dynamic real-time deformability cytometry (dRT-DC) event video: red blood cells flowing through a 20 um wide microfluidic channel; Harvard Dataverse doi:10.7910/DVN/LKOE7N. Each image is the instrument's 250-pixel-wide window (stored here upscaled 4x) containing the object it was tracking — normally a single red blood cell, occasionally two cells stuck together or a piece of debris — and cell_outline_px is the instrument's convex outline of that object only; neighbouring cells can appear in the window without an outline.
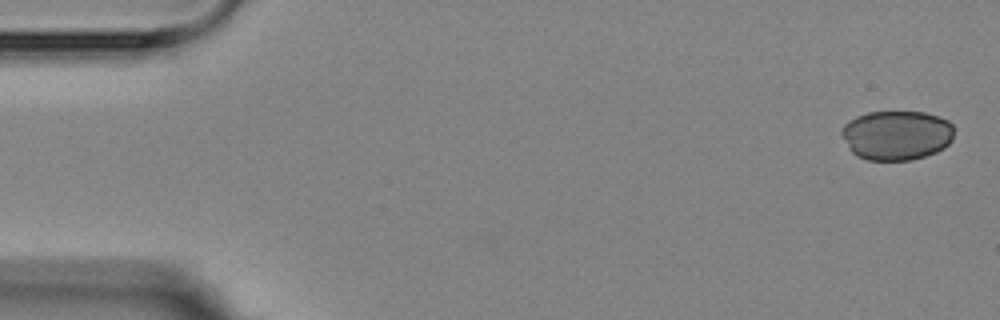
{"species": "Egyptian fruit bat (a non-hibernating species)", "species_latin": "Rousettus aegyptiacus", "temperature_condition": "room temperature", "stored_images_in_passage": 6, "camera_frame_rate_fps": 3000, "um_per_image_px": 0.085, "animal": {"sex": "female"}, "frame": {"image": 1, "passage_image": 1, "time_ms": 0.0, "image_size_px": [1000, 320], "cell_outline_px": [[952, 140], [944, 148], [936, 152], [912, 160], [868, 160], [856, 156], [848, 148], [840, 132], [844, 124], [848, 120], [856, 116], [868, 112], [924, 112], [940, 116], [948, 120], [952, 124]], "centroid_in_image_um": [76.19, 11.49], "position_along_channel_um": 8.8, "area_um2": 32.71}}